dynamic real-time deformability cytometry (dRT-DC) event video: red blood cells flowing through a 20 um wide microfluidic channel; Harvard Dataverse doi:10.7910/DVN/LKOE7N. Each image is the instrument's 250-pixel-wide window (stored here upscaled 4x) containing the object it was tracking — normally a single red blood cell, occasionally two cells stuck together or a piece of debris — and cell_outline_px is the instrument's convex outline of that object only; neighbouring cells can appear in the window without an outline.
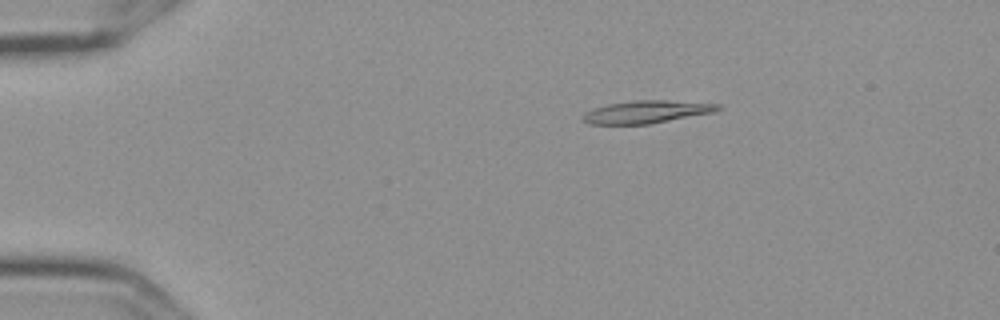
{"species": "Egyptian fruit bat (a non-hibernating species)", "species_latin": "Rousettus aegyptiacus", "temperature_condition": "cold", "stored_images_in_passage": 3, "camera_frame_rate_fps": 3000, "um_per_image_px": 0.085, "frame": {"image": 1, "passage_image": 1, "time_ms": 0.0, "image_size_px": [1000, 320], "cell_outline_px": [[720, 108], [712, 112], [648, 124], [588, 124], [580, 120], [580, 116], [584, 112], [608, 104], [632, 100], [668, 100], [720, 104]], "centroid_in_image_um": [54.86, 9.51], "position_along_channel_um": 30.1, "area_um2": 17.69}}